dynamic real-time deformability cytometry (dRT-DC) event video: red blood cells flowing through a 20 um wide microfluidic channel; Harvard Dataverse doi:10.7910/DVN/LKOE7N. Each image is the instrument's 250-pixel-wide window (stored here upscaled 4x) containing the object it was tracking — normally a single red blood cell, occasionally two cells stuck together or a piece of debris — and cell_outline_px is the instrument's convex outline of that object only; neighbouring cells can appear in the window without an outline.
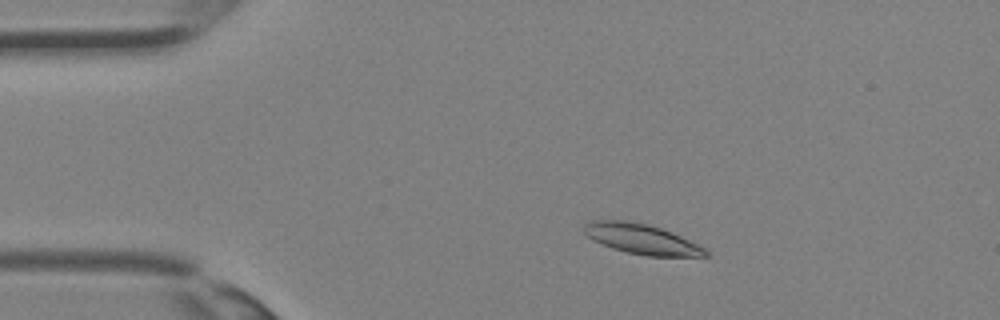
{"species": "Egyptian fruit bat (a non-hibernating species)", "species_latin": "Rousettus aegyptiacus", "temperature_condition": "room temperature", "stored_images_in_passage": 34, "camera_frame_rate_fps": 3000, "um_per_image_px": 0.085, "animal": {"sex": "female"}, "frame": {"image": 1, "passage_image": 5, "time_ms": 1.333, "image_size_px": [1000, 320], "cell_outline_px": [[712, 256], [648, 256], [628, 252], [612, 248], [592, 240], [584, 232], [584, 224], [592, 220], [628, 220], [648, 224], [672, 232], [704, 248]], "centroid_in_image_um": [54.51, 20.31], "position_along_channel_um": 30.5, "area_um2": 21.15}}
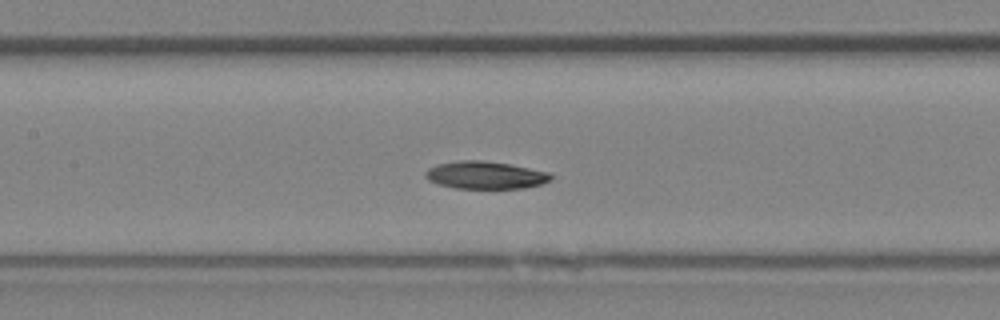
{"frame": {"image": 2, "passage_image": 15, "time_ms": 4.667, "image_size_px": [1000, 320], "cell_outline_px": [[552, 180], [540, 184], [524, 188], [456, 188], [440, 184], [428, 180], [424, 176], [424, 172], [428, 168], [436, 164], [460, 160], [480, 160], [508, 164], [552, 172]], "centroid_in_image_um": [41.26, 14.88], "position_along_channel_um": 166.1, "area_um2": 20.17}}
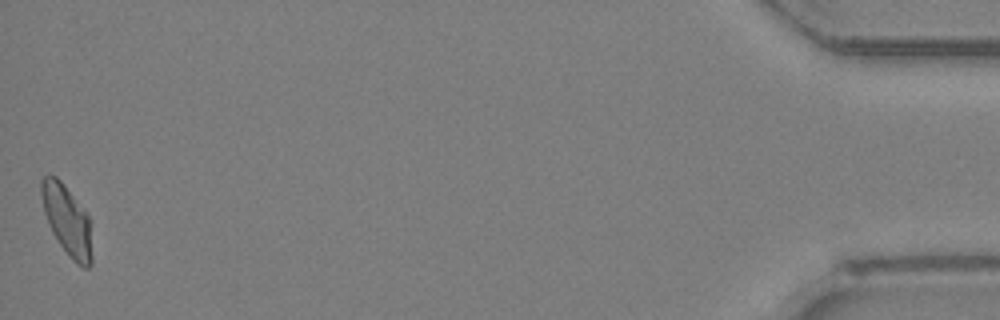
{"frame": {"image": 3, "passage_image": 34, "time_ms": 11.0, "image_size_px": [1000, 320], "cell_outline_px": [[92, 264], [88, 268], [84, 268], [76, 264], [72, 260], [60, 244], [52, 232], [44, 212], [40, 192], [40, 180], [48, 172], [56, 176], [60, 180], [88, 216], [92, 256]], "centroid_in_image_um": [5.67, 18.71], "position_along_channel_um": 429.5, "area_um2": 20.4}}